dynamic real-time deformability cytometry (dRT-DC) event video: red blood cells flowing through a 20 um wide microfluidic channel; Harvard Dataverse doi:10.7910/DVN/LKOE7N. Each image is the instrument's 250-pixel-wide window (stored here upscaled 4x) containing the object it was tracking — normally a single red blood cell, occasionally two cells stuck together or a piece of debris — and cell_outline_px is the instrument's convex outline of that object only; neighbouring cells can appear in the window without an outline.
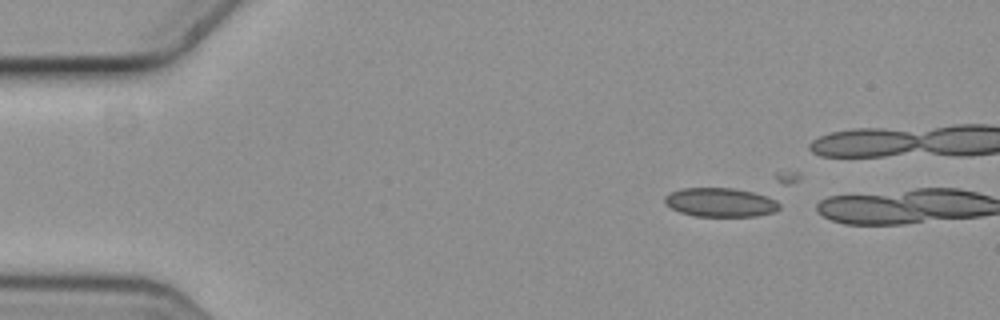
{"species": "common noctule bat (a hibernating species)", "species_latin": "Nyctalus noctula", "temperature_condition": "cold", "stored_images_in_passage": 3, "camera_frame_rate_fps": 3000, "um_per_image_px": 0.085, "animal": {"sex": "female", "body_mass_g": 19.3, "forearm_length_mm": 54.1}, "frame": {"image": 1, "passage_image": 2, "time_ms": 0.333, "image_size_px": [1000, 320], "cell_outline_px": [[780, 208], [776, 212], [756, 216], [692, 216], [680, 212], [664, 204], [664, 196], [680, 188], [732, 188], [752, 192], [776, 200], [780, 204]], "centroid_in_image_um": [61.21, 17.21], "position_along_channel_um": 23.8, "area_um2": 19.36}}